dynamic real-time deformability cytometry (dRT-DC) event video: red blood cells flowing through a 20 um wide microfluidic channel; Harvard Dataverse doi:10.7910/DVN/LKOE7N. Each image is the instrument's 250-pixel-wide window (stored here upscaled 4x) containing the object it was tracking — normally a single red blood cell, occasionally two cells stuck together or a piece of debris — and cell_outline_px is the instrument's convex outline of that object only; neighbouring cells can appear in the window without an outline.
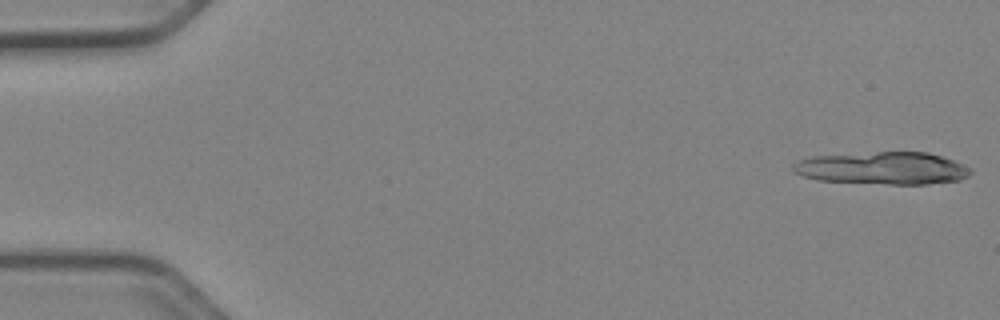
{"species": "Egyptian fruit bat (a non-hibernating species)", "species_latin": "Rousettus aegyptiacus", "temperature_condition": "cold", "stored_images_in_passage": 39, "camera_frame_rate_fps": 3000, "um_per_image_px": 0.085, "animal": {"sex": "female"}, "frame": {"image": 1, "passage_image": 1, "time_ms": 0.0, "image_size_px": [1000, 320], "cell_outline_px": [[972, 172], [968, 176], [960, 180], [928, 184], [888, 184], [816, 180], [804, 176], [796, 172], [792, 168], [792, 164], [800, 160], [812, 156], [876, 152], [928, 152], [964, 164], [972, 168]], "centroid_in_image_um": [75.06, 14.3], "position_along_channel_um": 9.9, "area_um2": 33.58}}